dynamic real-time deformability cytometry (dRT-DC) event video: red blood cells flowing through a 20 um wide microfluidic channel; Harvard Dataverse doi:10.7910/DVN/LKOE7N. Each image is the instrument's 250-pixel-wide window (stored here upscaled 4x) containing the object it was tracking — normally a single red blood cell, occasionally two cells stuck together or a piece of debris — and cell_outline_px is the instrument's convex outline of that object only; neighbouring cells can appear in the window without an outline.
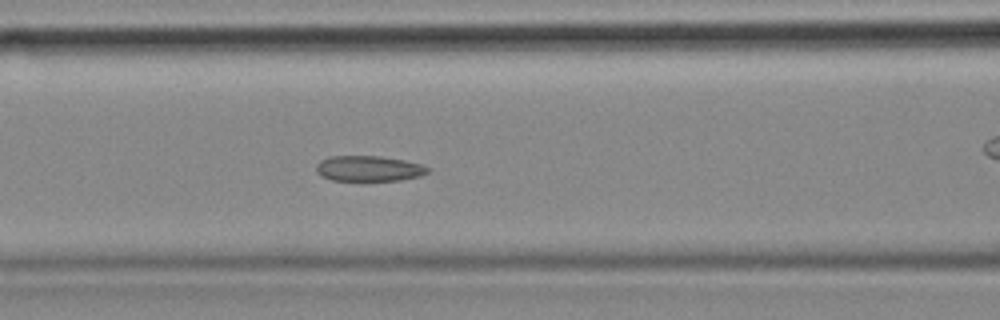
{"species": "common noctule bat (a hibernating species)", "species_latin": "Nyctalus noctula", "temperature_condition": "cold", "stored_images_in_passage": 48, "camera_frame_rate_fps": 3000, "um_per_image_px": 0.085, "animal": {"sex": "female", "body_mass_g": 18.4}, "frame": {"image": 1, "passage_image": 14, "time_ms": 4.333, "image_size_px": [1000, 320], "cell_outline_px": [[428, 172], [420, 176], [400, 180], [364, 184], [332, 180], [320, 176], [316, 172], [316, 164], [320, 160], [332, 156], [380, 156], [404, 160], [420, 164], [428, 168]], "centroid_in_image_um": [31.29, 14.38], "position_along_channel_um": 135.3, "area_um2": 17.46}, "authors_computed_cell_mechanics": {"area_um2": 17.3689, "velocity_mm_per_s": 3.5351, "shape_relaxation_time_tau1_ms": null, "shape_relaxation_time_tau2_ms": 5.119, "deformation_change_tau1": null, "deformation_change_tau2": 0.0911}}